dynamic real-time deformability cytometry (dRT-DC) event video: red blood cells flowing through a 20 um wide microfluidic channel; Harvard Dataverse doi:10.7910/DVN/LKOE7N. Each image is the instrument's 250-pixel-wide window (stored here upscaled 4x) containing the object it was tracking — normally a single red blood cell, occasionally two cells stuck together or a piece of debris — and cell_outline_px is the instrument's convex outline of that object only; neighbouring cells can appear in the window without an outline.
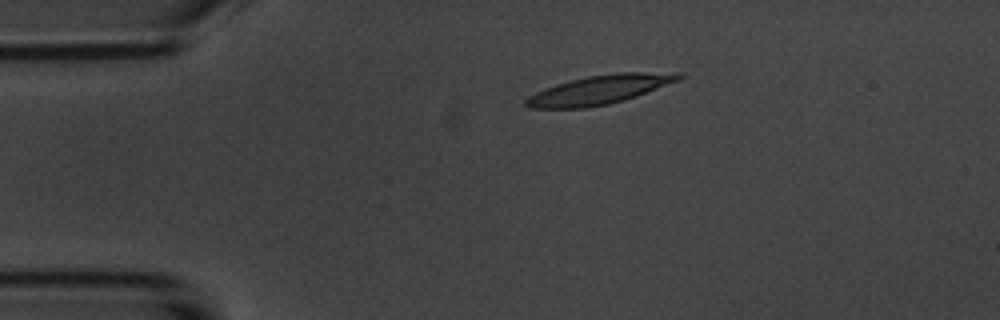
{"species": "common noctule bat (a hibernating species)", "species_latin": "Nyctalus noctula", "temperature_condition": "room temperature", "stored_images_in_passage": 2, "camera_frame_rate_fps": 3000, "um_per_image_px": 0.085, "animal": {"sex": "male", "body_mass_g": 20.1, "forearm_length_mm": 53.5}, "frame": {"image": 1, "passage_image": 1, "time_ms": 0.0, "image_size_px": [1000, 320], "cell_outline_px": [[684, 76], [680, 80], [636, 96], [624, 100], [608, 104], [584, 108], [528, 108], [524, 104], [524, 100], [528, 96], [536, 92], [556, 84], [588, 76], [616, 72], [680, 72]], "centroid_in_image_um": [50.99, 7.62], "position_along_channel_um": 34.0, "area_um2": 25.78}}